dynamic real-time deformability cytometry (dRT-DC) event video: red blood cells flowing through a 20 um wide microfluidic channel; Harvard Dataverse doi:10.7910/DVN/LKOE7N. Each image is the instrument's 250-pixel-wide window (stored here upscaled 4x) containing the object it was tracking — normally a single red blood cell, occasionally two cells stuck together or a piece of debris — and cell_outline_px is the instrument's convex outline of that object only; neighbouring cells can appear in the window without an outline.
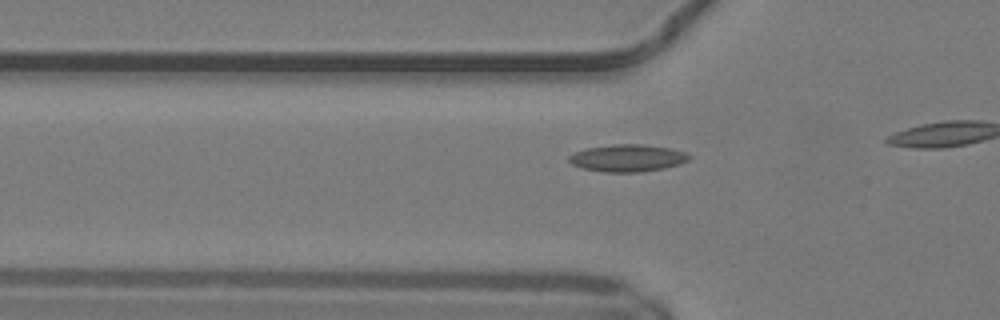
{"species": "common noctule bat (a hibernating species)", "species_latin": "Nyctalus noctula", "temperature_condition": "warm", "stored_images_in_passage": 7, "camera_frame_rate_fps": 3000, "um_per_image_px": 0.085, "animal": {"sex": "male", "body_mass_g": 19.2, "forearm_length_mm": 51.8}, "frame": {"image": 1, "passage_image": 2, "time_ms": 0.333, "image_size_px": [1000, 320], "cell_outline_px": [[692, 156], [688, 160], [680, 164], [664, 168], [644, 172], [604, 172], [584, 168], [572, 164], [568, 160], [568, 156], [576, 152], [588, 148], [612, 144], [644, 144], [672, 148], [684, 152]], "centroid_in_image_um": [53.38, 13.43], "position_along_channel_um": 72.4, "area_um2": 19.07}}
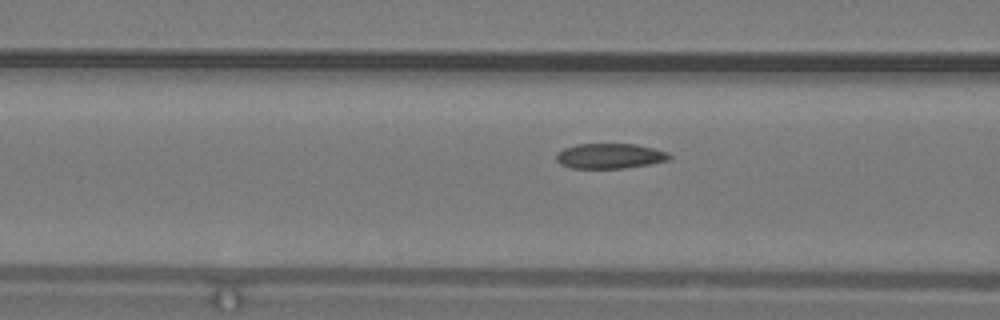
{"frame": {"image": 2, "passage_image": 5, "time_ms": 1.333, "image_size_px": [1000, 320], "cell_outline_px": [[672, 156], [668, 160], [648, 164], [624, 168], [572, 168], [560, 164], [556, 160], [556, 152], [564, 148], [576, 144], [636, 144], [668, 152]], "centroid_in_image_um": [51.8, 13.25], "position_along_channel_um": 114.8, "area_um2": 16.53}}